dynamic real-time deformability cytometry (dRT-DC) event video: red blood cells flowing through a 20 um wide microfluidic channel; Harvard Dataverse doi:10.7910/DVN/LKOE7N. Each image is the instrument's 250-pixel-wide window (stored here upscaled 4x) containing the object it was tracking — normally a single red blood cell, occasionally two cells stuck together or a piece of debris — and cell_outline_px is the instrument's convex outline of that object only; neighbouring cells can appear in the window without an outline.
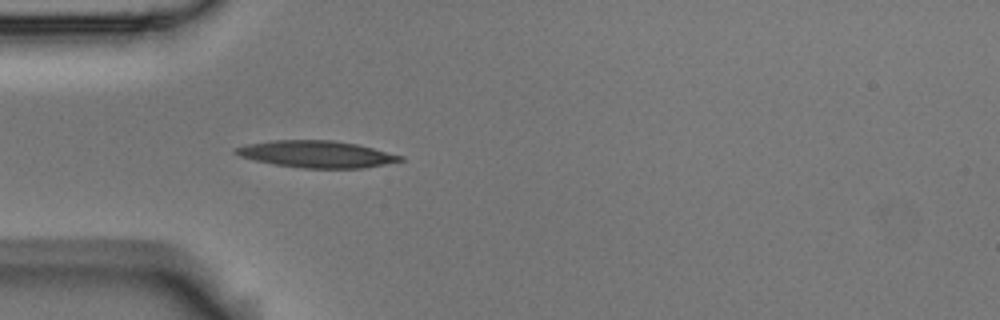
{"species": "Egyptian fruit bat (a non-hibernating species)", "species_latin": "Rousettus aegyptiacus", "temperature_condition": "room temperature", "stored_images_in_passage": 4, "camera_frame_rate_fps": 3000, "um_per_image_px": 0.085, "animal": {"sex": "male"}, "frame": {"image": 1, "passage_image": 4, "time_ms": 1.0, "image_size_px": [1000, 320], "cell_outline_px": [[404, 160], [364, 168], [300, 168], [276, 164], [256, 160], [240, 156], [232, 152], [232, 148], [248, 144], [272, 140], [332, 140], [356, 144], [404, 156]], "centroid_in_image_um": [26.88, 13.1], "position_along_channel_um": 58.1, "area_um2": 25.61}}